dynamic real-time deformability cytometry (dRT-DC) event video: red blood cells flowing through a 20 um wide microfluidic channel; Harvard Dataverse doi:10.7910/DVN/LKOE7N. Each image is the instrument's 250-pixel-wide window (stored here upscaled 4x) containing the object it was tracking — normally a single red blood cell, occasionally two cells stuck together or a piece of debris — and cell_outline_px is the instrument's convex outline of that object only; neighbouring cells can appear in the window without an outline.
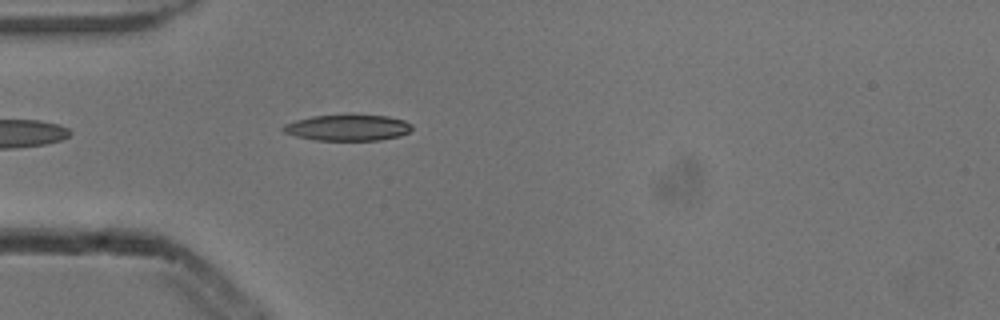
{"species": "common noctule bat (a hibernating species)", "species_latin": "Nyctalus noctula", "temperature_condition": "cold", "stored_images_in_passage": 3, "camera_frame_rate_fps": 3000, "um_per_image_px": 0.085, "animal": {"sex": "male", "body_mass_g": 13.3}, "frame": {"image": 1, "passage_image": 3, "time_ms": 0.667, "image_size_px": [1000, 320], "cell_outline_px": [[412, 128], [408, 132], [400, 136], [380, 140], [316, 140], [296, 136], [284, 132], [280, 128], [284, 124], [296, 120], [312, 116], [352, 112], [388, 116], [404, 120], [412, 124]], "centroid_in_image_um": [29.57, 10.81], "position_along_channel_um": 55.4, "area_um2": 20.35}}